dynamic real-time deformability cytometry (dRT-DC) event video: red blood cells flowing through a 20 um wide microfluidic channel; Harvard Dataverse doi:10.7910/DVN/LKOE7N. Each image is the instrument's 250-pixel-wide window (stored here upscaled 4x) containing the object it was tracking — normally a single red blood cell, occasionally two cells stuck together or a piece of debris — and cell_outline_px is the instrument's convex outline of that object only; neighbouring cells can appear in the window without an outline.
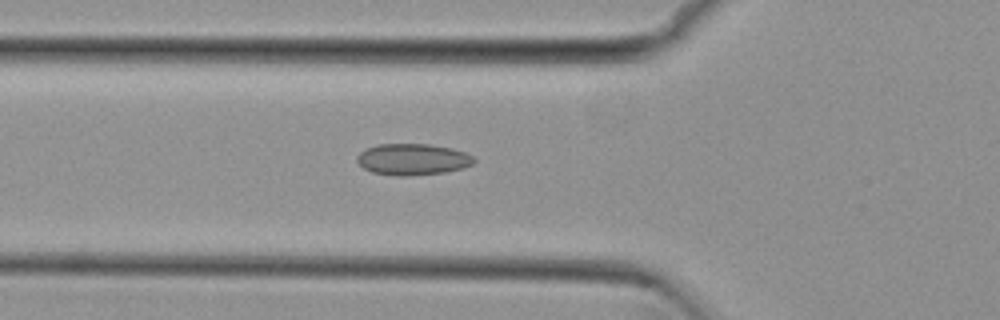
{"species": "common noctule bat (a hibernating species)", "species_latin": "Nyctalus noctula", "temperature_condition": "cold", "stored_images_in_passage": 41, "camera_frame_rate_fps": 3000, "um_per_image_px": 0.085, "animal": {"sex": "female", "body_mass_g": 29.2, "forearm_length_mm": 56.3}, "frame": {"image": 1, "passage_image": 6, "time_ms": 1.667, "image_size_px": [1000, 320], "cell_outline_px": [[476, 160], [472, 164], [464, 168], [444, 172], [408, 176], [396, 176], [372, 172], [364, 168], [356, 160], [356, 156], [360, 152], [376, 144], [428, 144], [452, 148], [464, 152], [472, 156]], "centroid_in_image_um": [35.07, 13.54], "position_along_channel_um": 90.7, "area_um2": 21.39}}
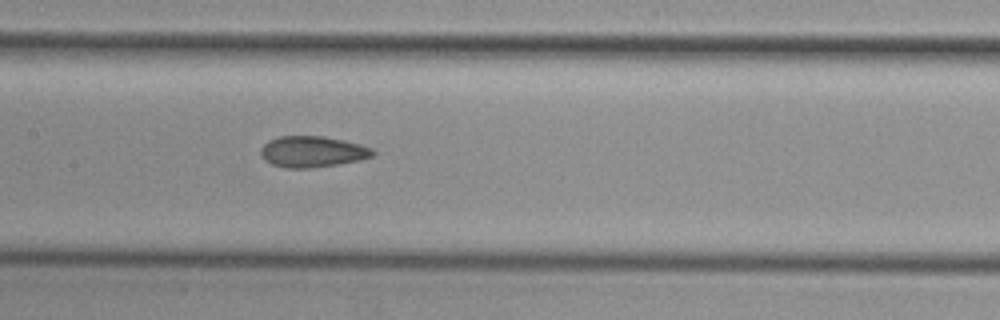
{"frame": {"image": 2, "passage_image": 13, "time_ms": 4.0, "image_size_px": [1000, 320], "cell_outline_px": [[376, 152], [372, 156], [360, 160], [340, 164], [312, 168], [284, 168], [272, 164], [264, 160], [260, 152], [260, 148], [268, 140], [280, 136], [324, 136], [344, 140], [360, 144], [372, 148]], "centroid_in_image_um": [26.55, 12.89], "position_along_channel_um": 180.8, "area_um2": 20.52}}
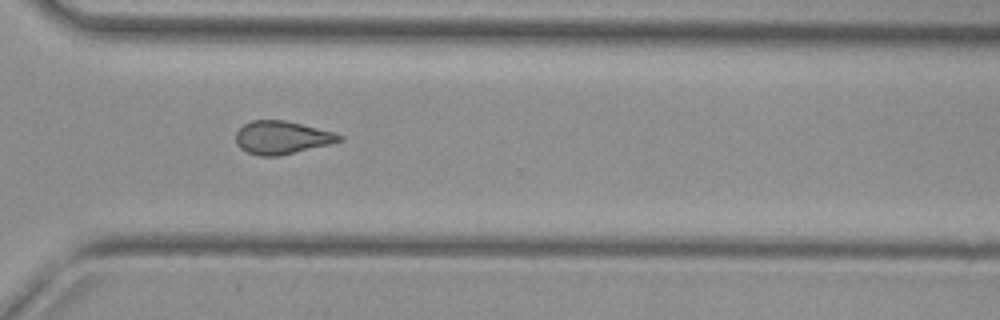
{"frame": {"image": 3, "passage_image": 26, "time_ms": 8.333, "image_size_px": [1000, 320], "cell_outline_px": [[344, 140], [280, 156], [260, 156], [248, 152], [240, 148], [236, 144], [236, 132], [244, 124], [252, 120], [284, 120], [336, 132], [344, 136]], "centroid_in_image_um": [23.97, 11.69], "position_along_channel_um": 346.6, "area_um2": 19.94}, "authors_computed_cell_mechanics": {"area_um2": 19.941, "velocity_mm_per_s": 3.8317, "shape_relaxation_time_tau1_ms": null, "shape_relaxation_time_tau2_ms": 2.6152, "deformation_change_tau1": null, "deformation_change_tau2": 0.0826}}